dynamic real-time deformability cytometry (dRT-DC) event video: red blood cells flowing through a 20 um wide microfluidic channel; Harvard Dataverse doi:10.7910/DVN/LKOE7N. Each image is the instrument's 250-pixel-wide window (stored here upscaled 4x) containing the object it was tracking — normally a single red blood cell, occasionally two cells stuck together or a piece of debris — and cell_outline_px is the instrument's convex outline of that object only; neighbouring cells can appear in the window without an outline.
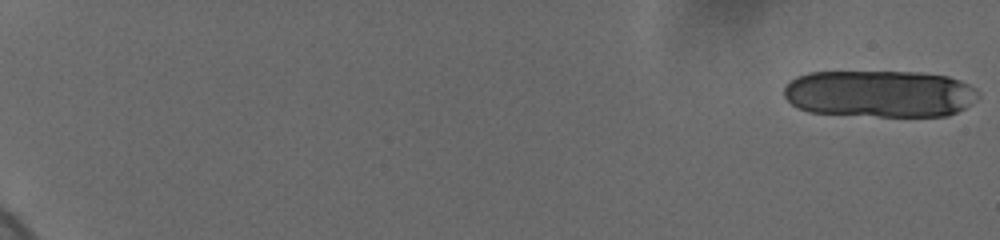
{"species": "human", "species_latin": "Homo sapiens", "temperature_condition": "cold", "stored_images_in_passage": 29, "camera_frame_rate_fps": 3000, "um_per_image_px": 0.085, "donor": {"sex": "female"}, "frame": {"image": 1, "passage_image": 1, "time_ms": 0.0, "image_size_px": [1000, 240], "cell_outline_px": [[980, 96], [964, 108], [948, 116], [880, 116], [808, 112], [796, 108], [784, 96], [784, 88], [796, 76], [808, 72], [920, 72], [948, 76], [960, 80], [976, 88], [980, 92]], "centroid_in_image_um": [74.79, 7.96], "position_along_channel_um": 10.2, "area_um2": 53.58}}